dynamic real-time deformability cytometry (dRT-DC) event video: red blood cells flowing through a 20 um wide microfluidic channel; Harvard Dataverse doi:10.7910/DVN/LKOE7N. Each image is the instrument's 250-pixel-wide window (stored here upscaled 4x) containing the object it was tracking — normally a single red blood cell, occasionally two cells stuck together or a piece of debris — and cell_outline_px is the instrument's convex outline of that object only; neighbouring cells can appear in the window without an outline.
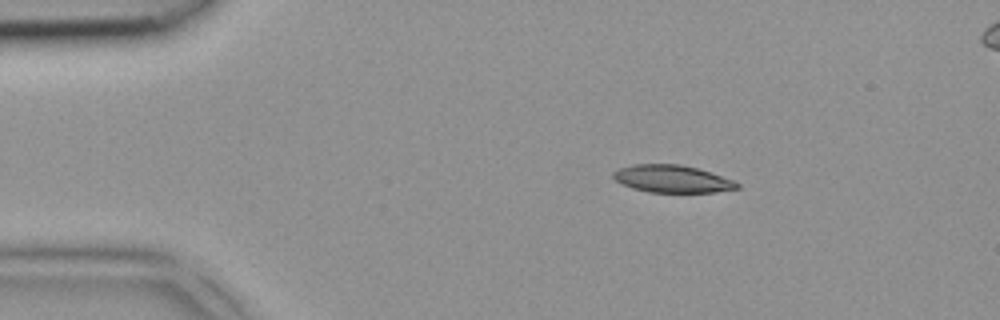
{"species": "common noctule bat (a hibernating species)", "species_latin": "Nyctalus noctula", "temperature_condition": "room temperature", "stored_images_in_passage": 3, "camera_frame_rate_fps": 3000, "um_per_image_px": 0.085, "animal": {"sex": "female", "body_mass_g": 18.4}, "frame": {"image": 1, "passage_image": 1, "time_ms": 0.0, "image_size_px": [1000, 320], "cell_outline_px": [[740, 188], [716, 192], [648, 192], [632, 188], [616, 180], [612, 176], [612, 172], [620, 168], [632, 164], [680, 164], [696, 168], [732, 180], [740, 184]], "centroid_in_image_um": [57.11, 15.2], "position_along_channel_um": 27.9, "area_um2": 19.59}}
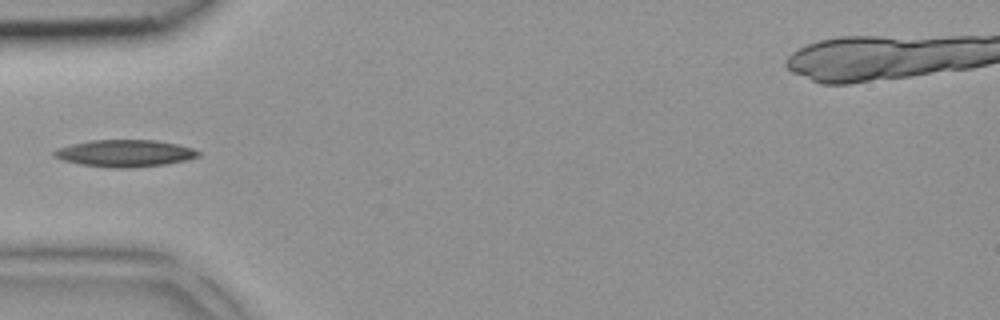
{"frame": {"image": 2, "passage_image": 3, "time_ms": 0.667, "image_size_px": [1000, 320], "cell_outline_px": [[200, 156], [184, 160], [164, 164], [128, 168], [116, 168], [80, 164], [64, 160], [52, 156], [52, 152], [60, 148], [72, 144], [92, 140], [156, 140], [176, 144], [192, 148], [200, 152]], "centroid_in_image_um": [10.61, 13.02], "position_along_channel_um": 74.4, "area_um2": 22.37}}